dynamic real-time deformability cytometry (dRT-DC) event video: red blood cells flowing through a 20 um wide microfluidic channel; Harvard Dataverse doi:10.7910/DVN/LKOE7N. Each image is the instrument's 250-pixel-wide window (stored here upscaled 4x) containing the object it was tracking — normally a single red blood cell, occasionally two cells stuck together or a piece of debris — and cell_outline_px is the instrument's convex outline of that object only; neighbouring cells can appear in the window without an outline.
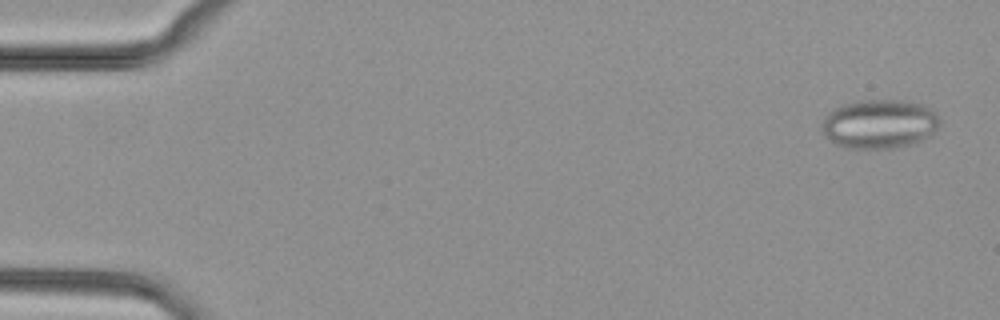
{"species": "common noctule bat (a hibernating species)", "species_latin": "Nyctalus noctula", "temperature_condition": "cold", "stored_images_in_passage": 49, "segment_of_instrument_passage": [1, 2], "camera_frame_rate_fps": 3000, "um_per_image_px": 0.085, "animal": {"sex": "female", "body_mass_g": 29.2, "forearm_length_mm": 56.3}, "frame": {"image": 1, "passage_image": 2, "time_ms": 0.333, "image_size_px": [1000, 320], "cell_outline_px": [[940, 124], [928, 136], [912, 144], [896, 148], [848, 148], [836, 144], [824, 136], [820, 128], [824, 116], [828, 112], [840, 104], [856, 100], [900, 100], [920, 104], [936, 112], [940, 120]], "centroid_in_image_um": [74.69, 10.53], "position_along_channel_um": 10.3, "area_um2": 33.93}}